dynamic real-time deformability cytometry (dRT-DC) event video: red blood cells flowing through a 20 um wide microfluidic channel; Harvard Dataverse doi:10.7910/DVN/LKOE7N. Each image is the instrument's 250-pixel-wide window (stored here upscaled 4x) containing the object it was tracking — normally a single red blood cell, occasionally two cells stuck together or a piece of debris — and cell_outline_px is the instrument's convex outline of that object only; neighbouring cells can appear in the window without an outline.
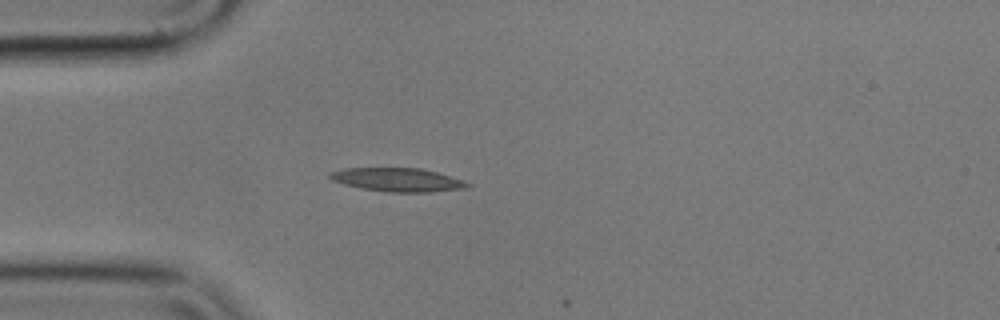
{"species": "common noctule bat (a hibernating species)", "species_latin": "Nyctalus noctula", "temperature_condition": "cold", "stored_images_in_passage": 11, "camera_frame_rate_fps": 3000, "um_per_image_px": 0.085, "animal": {"sex": "male", "body_mass_g": 17.9}, "frame": {"image": 1, "passage_image": 9, "time_ms": 2.667, "image_size_px": [1000, 320], "cell_outline_px": [[472, 184], [468, 188], [428, 192], [388, 192], [360, 188], [344, 184], [332, 180], [328, 176], [328, 172], [344, 168], [420, 168], [436, 172]], "centroid_in_image_um": [33.74, 15.28], "position_along_channel_um": 51.3, "area_um2": 18.79}}